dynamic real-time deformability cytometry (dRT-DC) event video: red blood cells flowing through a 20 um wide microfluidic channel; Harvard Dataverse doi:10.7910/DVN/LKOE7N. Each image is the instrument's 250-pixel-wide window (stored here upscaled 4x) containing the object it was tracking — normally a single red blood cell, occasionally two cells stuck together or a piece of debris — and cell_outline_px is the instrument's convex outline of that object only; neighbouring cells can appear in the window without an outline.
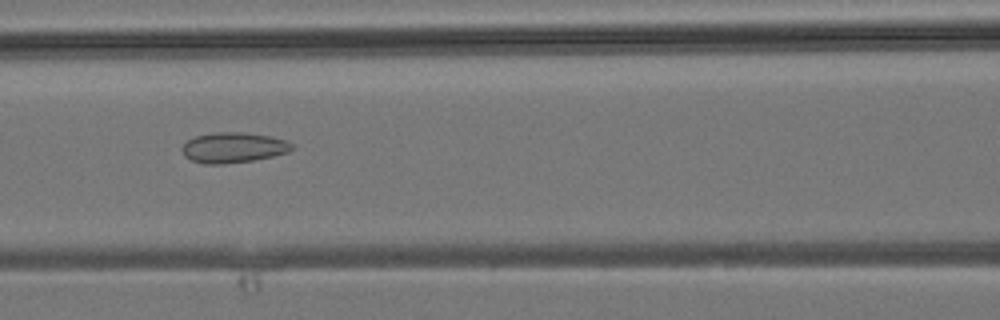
{"species": "common noctule bat (a hibernating species)", "species_latin": "Nyctalus noctula", "temperature_condition": "room temperature", "stored_images_in_passage": 36, "camera_frame_rate_fps": 3000, "um_per_image_px": 0.085, "animal": {"sex": "male", "body_mass_g": 19.2, "forearm_length_mm": 51.8}, "frame": {"image": 1, "passage_image": 15, "time_ms": 4.667, "image_size_px": [1000, 320], "cell_outline_px": [[296, 148], [288, 152], [272, 156], [252, 160], [224, 164], [204, 164], [192, 160], [184, 156], [180, 148], [188, 140], [196, 136], [212, 132], [244, 132], [272, 136], [288, 140]], "centroid_in_image_um": [19.85, 12.53], "position_along_channel_um": 146.7, "area_um2": 19.65}}
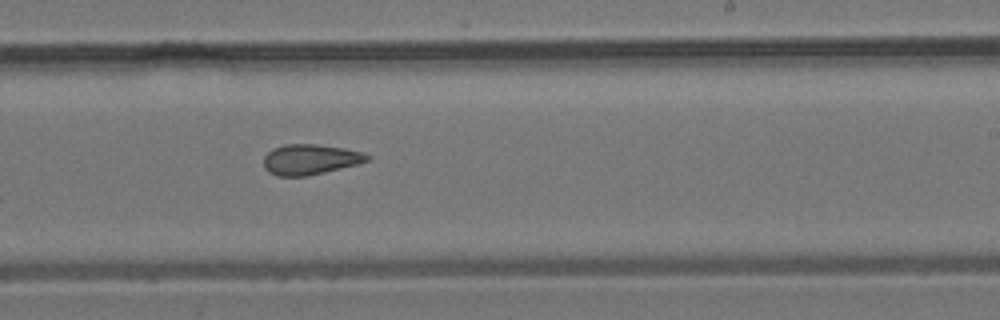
{"frame": {"image": 2, "passage_image": 22, "time_ms": 7.0, "image_size_px": [1000, 320], "cell_outline_px": [[372, 156], [368, 160], [356, 164], [324, 172], [304, 176], [276, 176], [268, 172], [264, 168], [264, 156], [272, 148], [284, 144], [316, 144], [344, 148], [360, 152]], "centroid_in_image_um": [26.31, 13.54], "position_along_channel_um": 262.7, "area_um2": 18.21}}
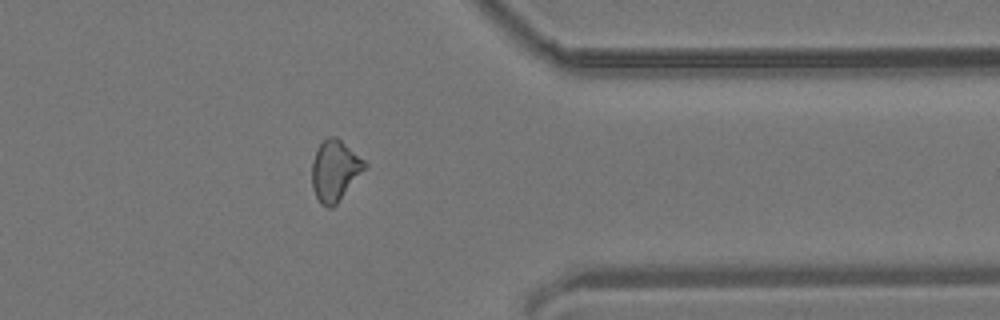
{"frame": {"image": 3, "passage_image": 30, "time_ms": 9.667, "image_size_px": [1000, 320], "cell_outline_px": [[368, 164], [336, 204], [332, 208], [328, 208], [320, 204], [312, 188], [312, 160], [316, 148], [328, 136], [336, 136], [364, 160]], "centroid_in_image_um": [28.43, 14.49], "position_along_channel_um": 383.0, "area_um2": 18.5}}